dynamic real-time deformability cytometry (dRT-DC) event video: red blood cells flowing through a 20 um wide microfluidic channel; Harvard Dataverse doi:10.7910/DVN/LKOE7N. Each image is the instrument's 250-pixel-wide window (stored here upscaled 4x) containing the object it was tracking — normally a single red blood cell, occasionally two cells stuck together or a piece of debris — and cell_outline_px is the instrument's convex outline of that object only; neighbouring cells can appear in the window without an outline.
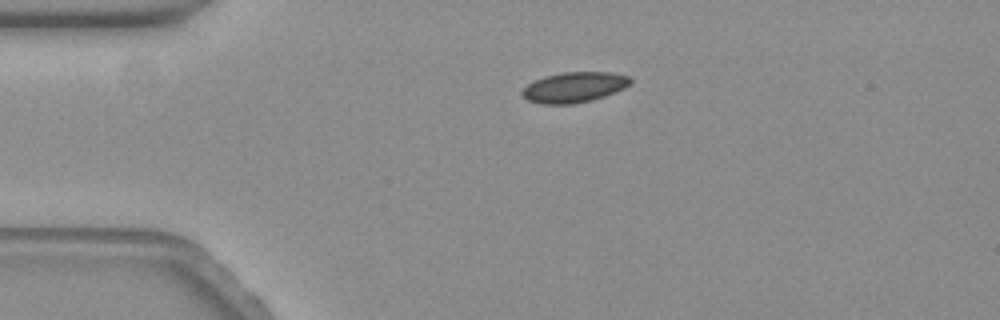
{"species": "common noctule bat (a hibernating species)", "species_latin": "Nyctalus noctula", "temperature_condition": "warm", "stored_images_in_passage": 39, "camera_frame_rate_fps": 3000, "um_per_image_px": 0.085, "animal": {"sex": "female", "body_mass_g": 19.3, "forearm_length_mm": 54.1}, "frame": {"image": 1, "passage_image": 1, "time_ms": 0.0, "image_size_px": [1000, 320], "cell_outline_px": [[632, 80], [624, 88], [604, 96], [592, 100], [572, 104], [540, 104], [528, 100], [520, 92], [528, 84], [544, 76], [564, 72], [612, 72], [628, 76]], "centroid_in_image_um": [48.79, 7.41], "position_along_channel_um": 36.2, "area_um2": 19.02}}
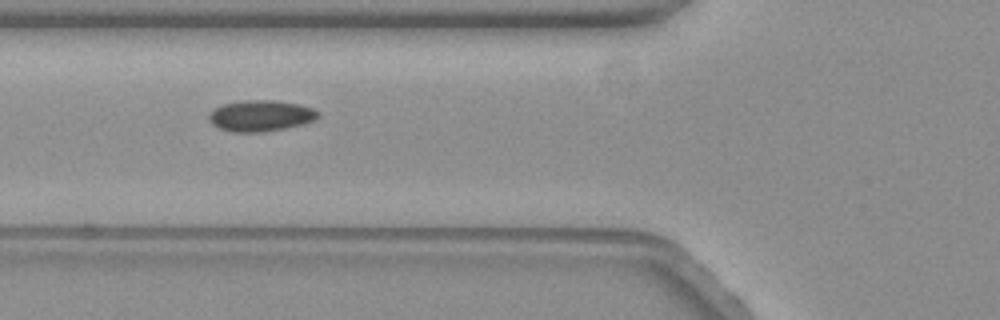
{"frame": {"image": 2, "passage_image": 10, "time_ms": 3.0, "image_size_px": [1000, 320], "cell_outline_px": [[320, 116], [316, 120], [304, 124], [264, 132], [232, 132], [220, 128], [212, 124], [208, 120], [208, 116], [212, 108], [224, 104], [248, 100], [272, 100], [300, 104], [312, 108], [320, 112]], "centroid_in_image_um": [22.17, 9.84], "position_along_channel_um": 103.6, "area_um2": 19.94}}
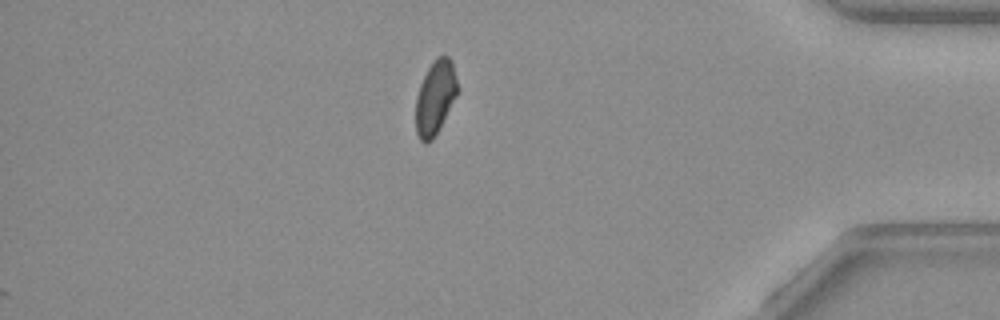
{"frame": {"image": 3, "passage_image": 39, "time_ms": 12.667, "image_size_px": [1000, 320], "cell_outline_px": [[456, 96], [432, 140], [428, 144], [424, 144], [420, 140], [416, 132], [416, 96], [420, 84], [432, 60], [436, 56], [448, 56], [452, 60], [456, 80]], "centroid_in_image_um": [36.96, 8.28], "position_along_channel_um": 398.2, "area_um2": 17.69}, "authors_computed_cell_mechanics": {"area_um2": 19.074, "velocity_mm_per_s": 3.442, "shape_relaxation_time_tau1_ms": null, "shape_relaxation_time_tau2_ms": 2.909, "deformation_change_tau1": null, "deformation_change_tau2": 0.0622}}